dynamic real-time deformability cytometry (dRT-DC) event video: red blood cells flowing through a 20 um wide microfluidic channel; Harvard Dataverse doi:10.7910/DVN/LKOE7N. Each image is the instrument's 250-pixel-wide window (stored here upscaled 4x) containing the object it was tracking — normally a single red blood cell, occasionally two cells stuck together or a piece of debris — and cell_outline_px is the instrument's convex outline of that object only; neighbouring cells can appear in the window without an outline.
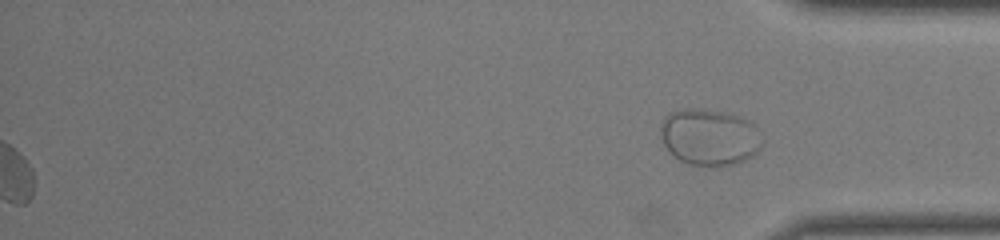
{"species": "common noctule bat (a hibernating species)", "species_latin": "Nyctalus noctula", "temperature_condition": "warm", "stored_images_in_passage": 39, "segment_of_instrument_passage": [2, 2], "camera_frame_rate_fps": 3000, "um_per_image_px": 0.085, "animal": {"sex": "male", "body_mass_g": 19.0, "forearm_length_mm": 50.8}, "frame": {"image": 1, "passage_image": 39, "time_ms": 12.667, "image_size_px": [1000, 240], "cell_outline_px": [[760, 148], [752, 156], [736, 164], [708, 168], [688, 164], [680, 160], [668, 152], [660, 136], [660, 124], [664, 116], [672, 112], [684, 108], [692, 108], [720, 112], [736, 116], [748, 120], [756, 124], [760, 144]], "centroid_in_image_um": [60.25, 11.69], "position_along_channel_um": 375.0, "area_um2": 33.64}}